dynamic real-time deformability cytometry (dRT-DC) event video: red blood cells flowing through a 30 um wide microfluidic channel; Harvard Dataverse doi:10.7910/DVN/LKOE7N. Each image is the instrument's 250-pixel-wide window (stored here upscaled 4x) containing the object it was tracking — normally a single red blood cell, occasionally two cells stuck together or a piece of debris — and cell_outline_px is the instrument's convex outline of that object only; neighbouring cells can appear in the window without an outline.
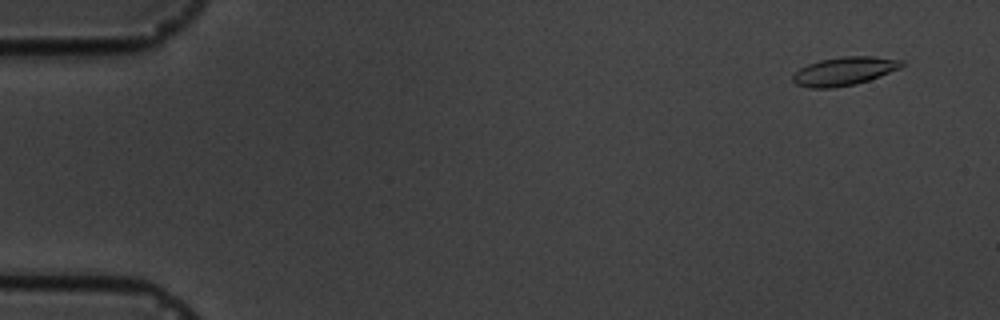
{"species": "common noctule bat (a hibernating species)", "species_latin": "Nyctalus noctula", "temperature_condition": "cold", "stored_images_in_passage": 4, "camera_frame_rate_fps": 3000, "um_per_image_px": 0.085, "animal": {"sex": "male", "body_mass_g": 19.5, "forearm_length_mm": 54.6}, "frame": {"image": 1, "passage_image": 1, "time_ms": 0.0, "image_size_px": [1000, 320], "cell_outline_px": [[904, 64], [900, 68], [880, 76], [856, 84], [832, 88], [808, 88], [796, 84], [792, 80], [792, 76], [800, 68], [808, 64], [820, 60], [844, 56], [872, 56], [904, 60]], "centroid_in_image_um": [71.76, 6.05], "position_along_channel_um": 13.2, "area_um2": 18.03}}